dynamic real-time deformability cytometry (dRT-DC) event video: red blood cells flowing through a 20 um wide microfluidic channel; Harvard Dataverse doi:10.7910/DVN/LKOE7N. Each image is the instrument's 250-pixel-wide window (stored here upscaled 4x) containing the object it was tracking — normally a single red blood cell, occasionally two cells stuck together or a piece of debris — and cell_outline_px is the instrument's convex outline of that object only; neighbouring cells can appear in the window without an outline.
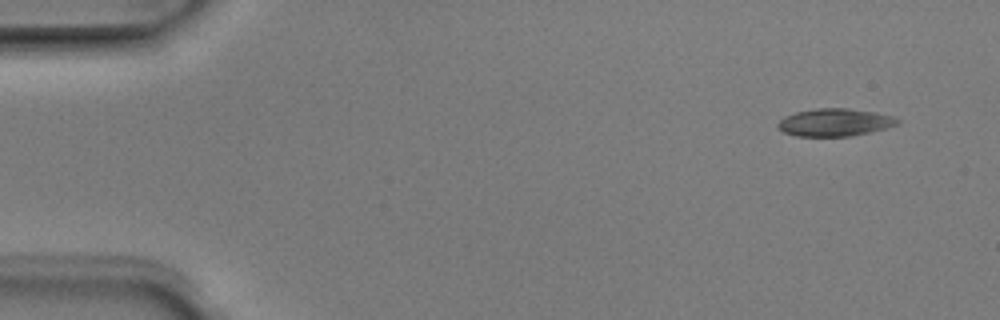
{"species": "Egyptian fruit bat (a non-hibernating species)", "species_latin": "Rousettus aegyptiacus", "temperature_condition": "room temperature", "stored_images_in_passage": 5, "camera_frame_rate_fps": 3000, "um_per_image_px": 0.085, "animal": {"sex": "male"}, "frame": {"image": 1, "passage_image": 1, "time_ms": 0.0, "image_size_px": [1000, 320], "cell_outline_px": [[900, 124], [852, 136], [796, 136], [784, 132], [776, 124], [784, 116], [796, 112], [816, 108], [848, 108], [876, 112], [892, 116], [900, 120]], "centroid_in_image_um": [70.96, 10.39], "position_along_channel_um": 14.0, "area_um2": 19.19}}